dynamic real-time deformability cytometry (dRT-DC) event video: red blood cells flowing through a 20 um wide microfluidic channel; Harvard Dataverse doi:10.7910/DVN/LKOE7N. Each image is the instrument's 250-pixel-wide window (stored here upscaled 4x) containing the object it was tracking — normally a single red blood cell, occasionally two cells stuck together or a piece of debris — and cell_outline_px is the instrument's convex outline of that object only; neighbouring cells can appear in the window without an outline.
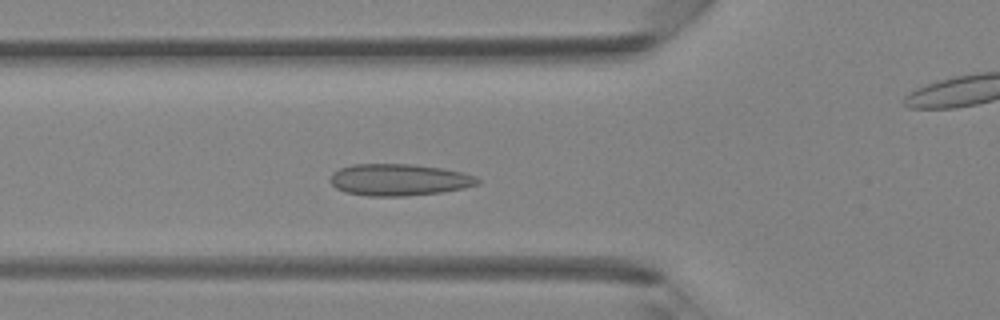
{"species": "Egyptian fruit bat (a non-hibernating species)", "species_latin": "Rousettus aegyptiacus", "temperature_condition": "room temperature", "stored_images_in_passage": 41, "camera_frame_rate_fps": 3000, "um_per_image_px": 0.085, "animal": {"sex": "female"}, "frame": {"image": 1, "passage_image": 13, "time_ms": 4.0, "image_size_px": [1000, 320], "cell_outline_px": [[480, 184], [464, 188], [440, 192], [404, 196], [368, 196], [348, 192], [336, 188], [328, 180], [332, 172], [340, 168], [352, 164], [412, 164], [440, 168], [460, 172], [476, 176], [480, 180]], "centroid_in_image_um": [33.9, 15.28], "position_along_channel_um": 91.9, "area_um2": 27.22}}
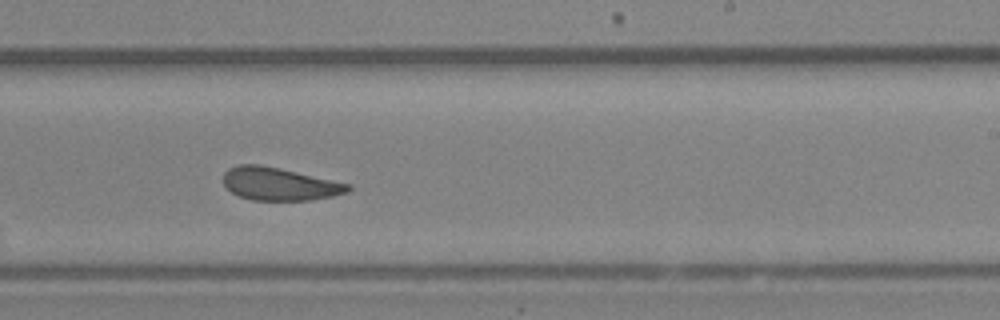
{"frame": {"image": 2, "passage_image": 24, "time_ms": 7.667, "image_size_px": [1000, 320], "cell_outline_px": [[352, 188], [348, 192], [332, 196], [308, 200], [252, 200], [240, 196], [232, 192], [224, 184], [224, 172], [228, 168], [240, 164], [260, 164], [280, 168], [352, 184]], "centroid_in_image_um": [23.77, 15.63], "position_along_channel_um": 265.2, "area_um2": 23.87}}
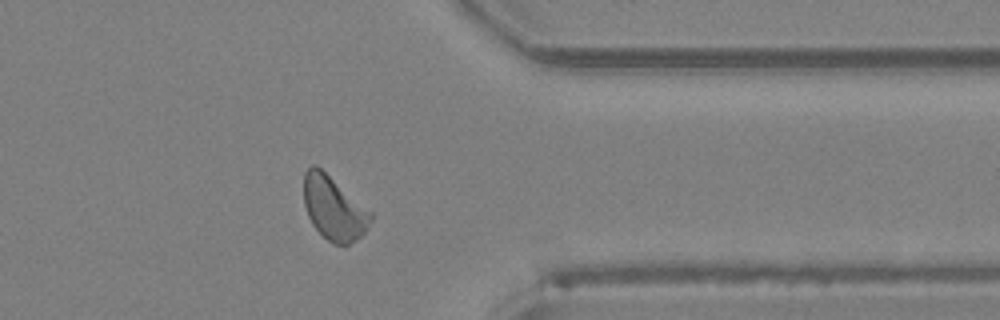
{"frame": {"image": 3, "passage_image": 32, "time_ms": 10.333, "image_size_px": [1000, 320], "cell_outline_px": [[372, 220], [368, 228], [360, 236], [348, 244], [332, 244], [312, 224], [308, 216], [304, 204], [304, 172], [312, 164], [316, 164], [372, 212]], "centroid_in_image_um": [28.36, 17.68], "position_along_channel_um": 383.0, "area_um2": 24.62}}